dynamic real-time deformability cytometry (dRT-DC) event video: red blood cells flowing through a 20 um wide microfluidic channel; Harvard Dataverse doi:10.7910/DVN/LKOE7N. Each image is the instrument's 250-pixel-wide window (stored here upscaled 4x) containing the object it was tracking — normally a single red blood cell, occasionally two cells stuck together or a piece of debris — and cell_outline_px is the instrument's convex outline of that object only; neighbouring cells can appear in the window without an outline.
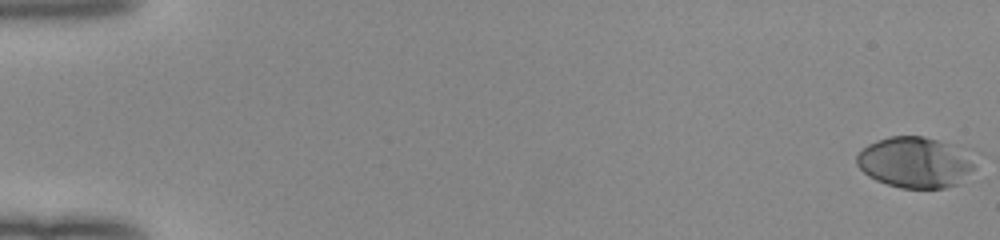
{"species": "human", "species_latin": "Homo sapiens", "temperature_condition": "room temperature", "stored_images_in_passage": 53, "camera_frame_rate_fps": 3000, "um_per_image_px": 0.085, "donor": {"sex": "female"}, "frame": {"image": 1, "passage_image": 1, "time_ms": 0.0, "image_size_px": [1000, 240], "cell_outline_px": [[972, 168], [956, 184], [944, 188], [900, 188], [876, 180], [868, 176], [856, 164], [856, 156], [868, 144], [876, 140], [888, 136], [924, 136], [948, 144], [972, 160]], "centroid_in_image_um": [77.65, 13.8], "position_along_channel_um": 7.4, "area_um2": 33.99}}
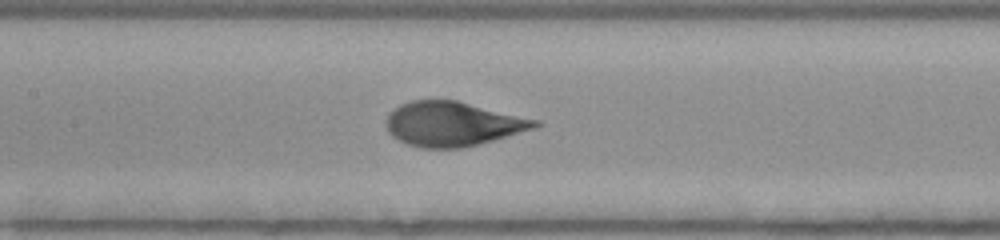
{"frame": {"image": 2, "passage_image": 27, "time_ms": 8.667, "image_size_px": [1000, 240], "cell_outline_px": [[544, 124], [536, 128], [492, 140], [460, 148], [420, 148], [408, 144], [392, 136], [388, 132], [384, 124], [388, 116], [400, 104], [412, 100], [456, 100], [540, 120]], "centroid_in_image_um": [38.49, 10.53], "position_along_channel_um": 168.9, "area_um2": 38.44}}
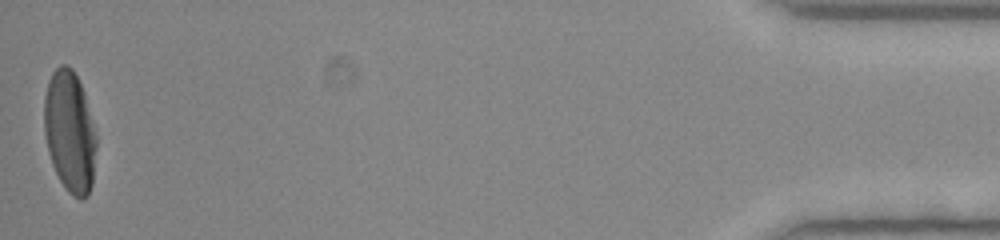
{"frame": {"image": 3, "passage_image": 53, "time_ms": 17.333, "image_size_px": [1000, 240], "cell_outline_px": [[96, 148], [92, 184], [88, 196], [84, 200], [80, 200], [72, 196], [64, 188], [52, 164], [48, 152], [44, 132], [44, 96], [48, 80], [52, 72], [60, 64], [68, 64], [72, 68], [84, 92], [96, 136]], "centroid_in_image_um": [5.92, 11.21], "position_along_channel_um": 429.3, "area_um2": 37.17}}